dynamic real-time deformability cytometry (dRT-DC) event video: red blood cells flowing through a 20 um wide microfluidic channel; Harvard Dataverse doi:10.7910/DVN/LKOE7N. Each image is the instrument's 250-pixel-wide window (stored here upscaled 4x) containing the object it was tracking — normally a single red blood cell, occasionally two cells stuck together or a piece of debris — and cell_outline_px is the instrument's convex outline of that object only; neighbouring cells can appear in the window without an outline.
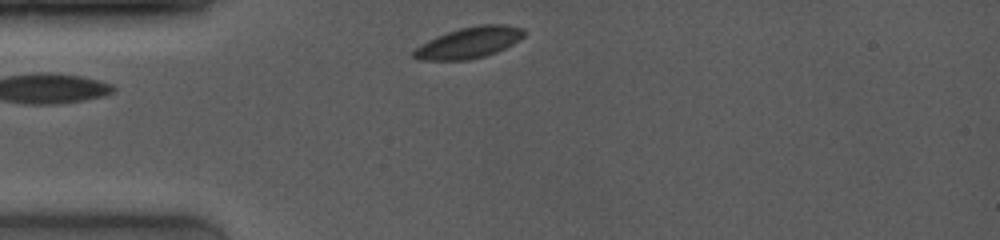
{"species": "common noctule bat (a hibernating species)", "species_latin": "Nyctalus noctula", "temperature_condition": "room temperature", "stored_images_in_passage": 50, "camera_frame_rate_fps": 4000, "um_per_image_px": 0.085, "animal": {"sex": "female", "body_mass_g": 19.0, "forearm_length_mm": 53.3}, "frame": {"image": 1, "passage_image": 1, "time_ms": 0.0, "image_size_px": [1000, 240], "cell_outline_px": [[528, 32], [520, 40], [496, 52], [484, 56], [468, 60], [420, 60], [412, 56], [412, 52], [420, 44], [436, 36], [460, 28], [480, 24], [508, 24], [524, 28]], "centroid_in_image_um": [39.91, 3.61], "position_along_channel_um": 45.1, "area_um2": 20.17}}
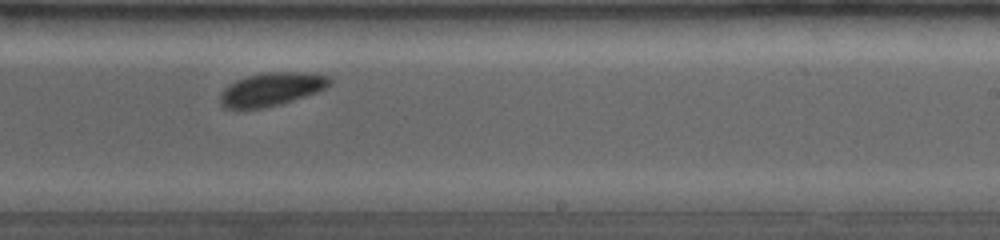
{"frame": {"image": 2, "passage_image": 31, "time_ms": 6.0, "image_size_px": [1000, 240], "cell_outline_px": [[332, 84], [316, 92], [280, 104], [260, 108], [224, 108], [220, 104], [220, 92], [224, 88], [236, 80], [248, 76], [264, 72], [308, 72], [328, 76], [332, 80]], "centroid_in_image_um": [23.07, 7.57], "position_along_channel_um": 265.9, "area_um2": 21.1}}
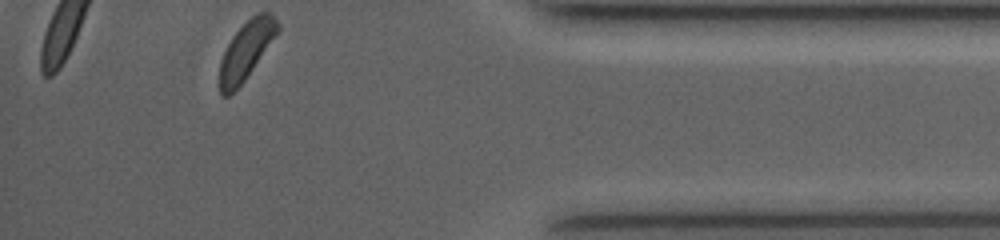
{"frame": {"image": 3, "passage_image": 50, "time_ms": 10.25, "image_size_px": [1000, 240], "cell_outline_px": [[280, 32], [244, 80], [228, 96], [220, 96], [220, 60], [232, 36], [252, 16], [260, 12], [272, 12], [280, 24]], "centroid_in_image_um": [20.97, 4.25], "position_along_channel_um": 414.2, "area_um2": 19.48}}